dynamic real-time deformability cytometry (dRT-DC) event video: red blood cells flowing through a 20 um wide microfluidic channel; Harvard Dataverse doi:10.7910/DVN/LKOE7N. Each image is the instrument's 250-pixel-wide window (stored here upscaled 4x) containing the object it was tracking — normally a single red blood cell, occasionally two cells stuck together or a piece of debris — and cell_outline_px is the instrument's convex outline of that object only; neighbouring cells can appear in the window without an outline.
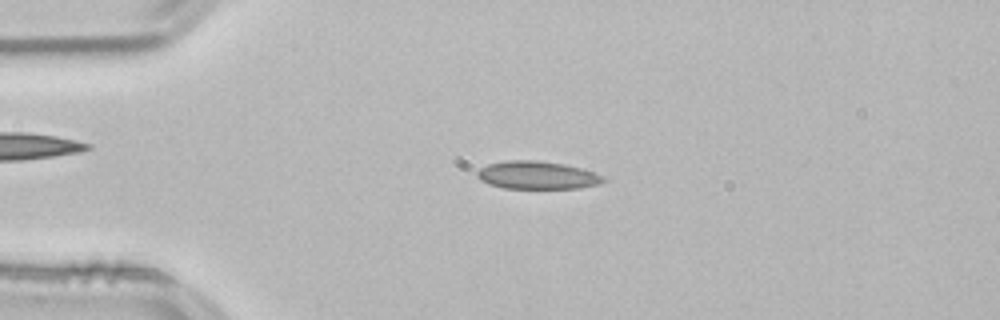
{"species": "common noctule bat (a hibernating species)", "species_latin": "Nyctalus noctula", "temperature_condition": "room temperature", "stored_images_in_passage": 41, "camera_frame_rate_fps": 3000, "um_per_image_px": 0.085, "animal": {"sex": "male", "body_mass_g": 21.5, "forearm_length_mm": 52.0}, "frame": {"image": 1, "passage_image": 1, "time_ms": 0.0, "image_size_px": [1000, 320], "cell_outline_px": [[608, 180], [600, 184], [580, 188], [504, 188], [488, 184], [480, 180], [476, 176], [476, 172], [480, 168], [488, 164], [508, 160], [536, 160], [564, 164], [580, 168], [604, 176]], "centroid_in_image_um": [45.65, 14.89], "position_along_channel_um": 39.3, "area_um2": 20.58}, "authors_computed_cell_mechanics": {"area_um2": 19.074, "velocity_mm_per_s": 3.8429, "shape_relaxation_time_tau1_ms": 6.4814, "shape_relaxation_time_tau2_ms": 2.3286, "deformation_change_tau1": 0.1387, "deformation_change_tau2": 0.1033}}